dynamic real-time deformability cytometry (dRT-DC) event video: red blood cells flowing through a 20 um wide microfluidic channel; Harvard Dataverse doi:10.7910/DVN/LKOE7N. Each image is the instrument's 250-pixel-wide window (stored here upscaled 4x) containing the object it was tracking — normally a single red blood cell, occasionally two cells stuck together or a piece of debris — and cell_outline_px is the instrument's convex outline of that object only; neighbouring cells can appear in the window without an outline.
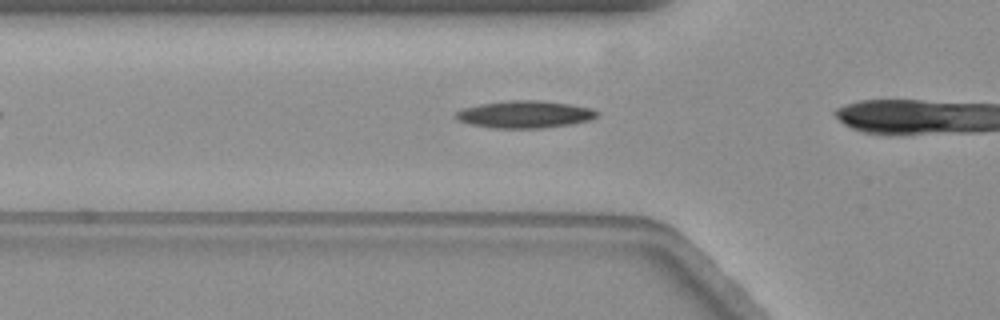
{"species": "common noctule bat (a hibernating species)", "species_latin": "Nyctalus noctula", "temperature_condition": "warm", "stored_images_in_passage": 4, "camera_frame_rate_fps": 3000, "um_per_image_px": 0.085, "animal": {"sex": "female", "body_mass_g": 19.3, "forearm_length_mm": 54.1}, "frame": {"image": 1, "passage_image": 3, "time_ms": 0.667, "image_size_px": [1000, 320], "cell_outline_px": [[600, 112], [592, 120], [572, 124], [544, 128], [492, 128], [472, 124], [456, 120], [452, 116], [456, 112], [464, 108], [480, 104], [508, 100], [536, 100], [572, 104], [592, 108]], "centroid_in_image_um": [44.63, 9.72], "position_along_channel_um": 81.2, "area_um2": 22.66}}